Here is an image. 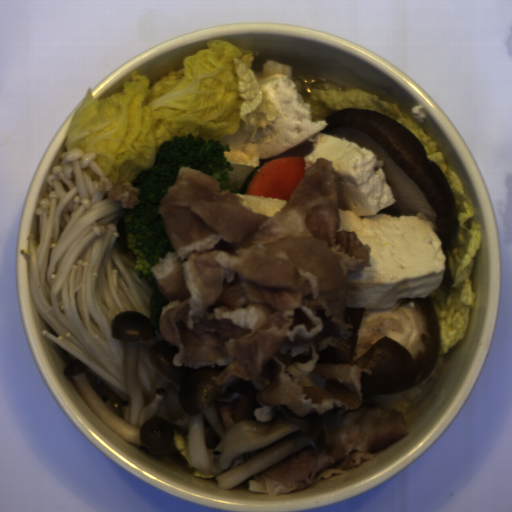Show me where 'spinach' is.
<instances>
[{
  "instance_id": "1",
  "label": "spinach",
  "mask_w": 512,
  "mask_h": 512,
  "mask_svg": "<svg viewBox=\"0 0 512 512\" xmlns=\"http://www.w3.org/2000/svg\"><path fill=\"white\" fill-rule=\"evenodd\" d=\"M170 301L166 299L158 285L156 286L150 300V307H151V313L149 318L150 324L156 329V331L159 333L161 332V325H160V316L162 313L163 308L169 303Z\"/></svg>"
}]
</instances>
